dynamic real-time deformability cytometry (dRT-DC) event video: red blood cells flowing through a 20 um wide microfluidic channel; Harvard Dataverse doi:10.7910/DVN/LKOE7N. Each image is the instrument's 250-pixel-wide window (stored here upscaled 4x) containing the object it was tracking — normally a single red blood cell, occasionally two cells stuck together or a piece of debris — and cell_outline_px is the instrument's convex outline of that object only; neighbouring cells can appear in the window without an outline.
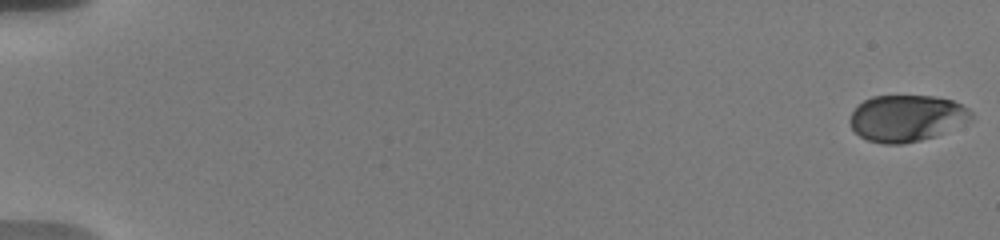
{"species": "human", "species_latin": "Homo sapiens", "temperature_condition": "warm", "stored_images_in_passage": 57, "camera_frame_rate_fps": 3000, "um_per_image_px": 0.085, "donor": {"sex": "male"}, "frame": {"image": 1, "passage_image": 1, "time_ms": 0.0, "image_size_px": [1000, 240], "cell_outline_px": [[972, 116], [968, 120], [932, 136], [920, 140], [904, 144], [884, 144], [868, 140], [860, 136], [852, 128], [852, 112], [864, 100], [872, 96], [932, 96], [952, 100], [968, 108], [972, 112]], "centroid_in_image_um": [77.03, 10.03], "position_along_channel_um": 8.0, "area_um2": 32.08}}
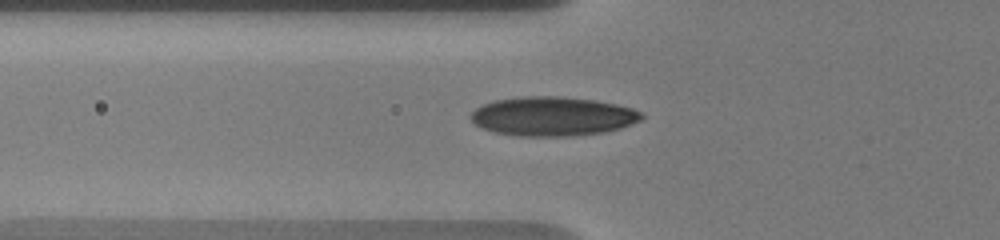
{"frame": {"image": 2, "passage_image": 22, "time_ms": 7.0, "image_size_px": [1000, 240], "cell_outline_px": [[644, 116], [640, 120], [620, 128], [604, 132], [572, 136], [520, 136], [496, 132], [484, 128], [476, 124], [472, 120], [472, 112], [476, 108], [492, 100], [524, 96], [560, 96], [596, 100], [616, 104], [632, 108], [640, 112]], "centroid_in_image_um": [46.99, 9.88], "position_along_channel_um": 78.8, "area_um2": 38.78}}
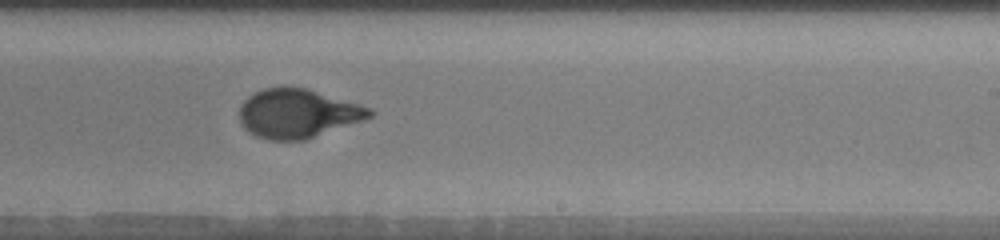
{"frame": {"image": 3, "passage_image": 37, "time_ms": 12.0, "image_size_px": [1000, 240], "cell_outline_px": [[376, 112], [372, 116], [364, 120], [304, 140], [272, 140], [256, 136], [248, 132], [240, 124], [240, 108], [244, 100], [248, 96], [264, 88], [304, 88], [360, 104], [372, 108]], "centroid_in_image_um": [25.32, 9.66], "position_along_channel_um": 263.7, "area_um2": 36.82}, "authors_computed_cell_mechanics": {"area_um2": 36.5874, "velocity_mm_per_s": 3.6903, "shape_relaxation_time_tau1_ms": 4.9113, "shape_relaxation_time_tau2_ms": null, "deformation_change_tau1": 0.1974, "deformation_change_tau2": null}}